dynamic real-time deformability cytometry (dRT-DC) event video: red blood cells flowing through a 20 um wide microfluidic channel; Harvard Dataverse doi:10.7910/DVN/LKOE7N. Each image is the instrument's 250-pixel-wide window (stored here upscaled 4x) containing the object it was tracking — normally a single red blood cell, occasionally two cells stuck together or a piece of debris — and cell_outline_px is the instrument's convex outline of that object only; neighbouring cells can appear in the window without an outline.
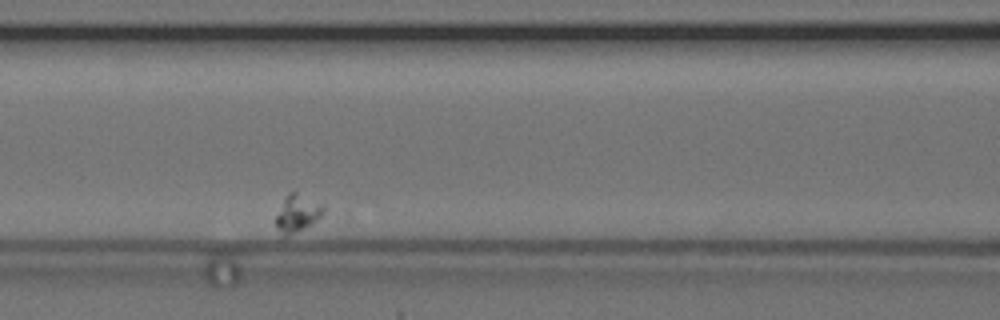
{"species": "common noctule bat (a hibernating species)", "species_latin": "Nyctalus noctula", "temperature_condition": "cold", "stored_images_in_passage": 38, "camera_frame_rate_fps": 3000, "um_per_image_px": 0.085, "animal": {"sex": "female", "body_mass_g": 24.6, "forearm_length_mm": 56.2}, "frame": {"image": 1, "passage_image": 11, "time_ms": 3.333, "image_size_px": [1000, 320], "cell_outline_px": [[324, 212], [316, 220], [304, 228], [284, 236], [276, 228], [276, 216], [288, 192], [296, 192], [324, 204]], "centroid_in_image_um": [25.29, 18.11], "position_along_channel_um": 141.3, "area_um2": 10.0}}